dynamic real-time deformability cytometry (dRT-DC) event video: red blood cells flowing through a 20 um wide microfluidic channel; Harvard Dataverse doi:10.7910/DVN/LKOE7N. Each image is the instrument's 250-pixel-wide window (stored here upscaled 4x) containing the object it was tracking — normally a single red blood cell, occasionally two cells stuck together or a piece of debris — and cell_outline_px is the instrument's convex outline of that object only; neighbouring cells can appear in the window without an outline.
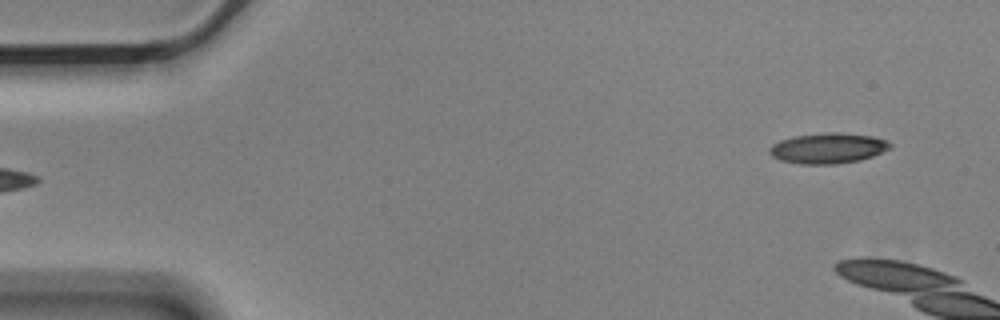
{"species": "Egyptian fruit bat (a non-hibernating species)", "species_latin": "Rousettus aegyptiacus", "temperature_condition": "cold", "stored_images_in_passage": 4, "camera_frame_rate_fps": 3000, "um_per_image_px": 0.085, "animal": {"sex": "male"}, "frame": {"image": 1, "passage_image": 4, "time_ms": 1.0, "image_size_px": [1000, 320], "cell_outline_px": [[892, 148], [872, 156], [860, 160], [836, 164], [800, 164], [780, 160], [772, 156], [768, 152], [768, 148], [772, 144], [780, 140], [792, 136], [828, 132], [836, 132], [872, 136], [884, 140], [892, 144]], "centroid_in_image_um": [70.34, 12.6], "position_along_channel_um": 14.7, "area_um2": 21.5}}